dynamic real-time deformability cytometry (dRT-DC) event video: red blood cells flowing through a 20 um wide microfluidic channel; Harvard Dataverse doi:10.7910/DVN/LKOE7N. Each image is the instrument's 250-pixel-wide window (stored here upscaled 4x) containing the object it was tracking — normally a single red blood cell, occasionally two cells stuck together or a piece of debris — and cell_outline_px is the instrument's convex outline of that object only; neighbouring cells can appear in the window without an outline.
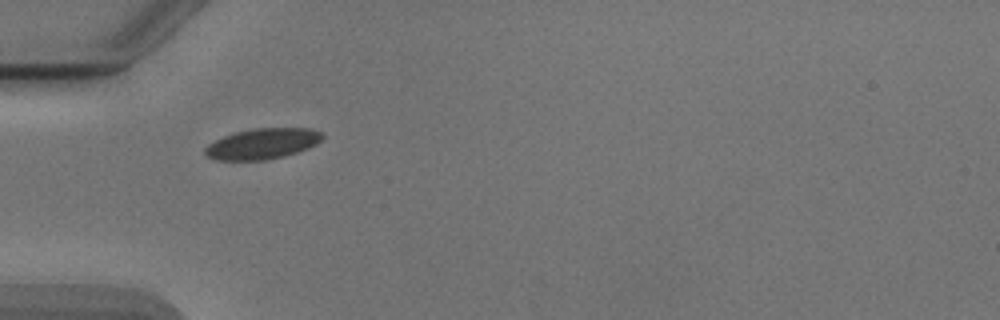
{"species": "Egyptian fruit bat (a non-hibernating species)", "species_latin": "Rousettus aegyptiacus", "temperature_condition": "cold", "stored_images_in_passage": 37, "camera_frame_rate_fps": 3000, "um_per_image_px": 0.085, "animal": {"sex": "male"}, "frame": {"image": 1, "passage_image": 1, "time_ms": 0.0, "image_size_px": [1000, 320], "cell_outline_px": [[324, 136], [316, 144], [308, 148], [284, 156], [264, 160], [216, 160], [208, 156], [204, 152], [204, 148], [208, 144], [224, 136], [236, 132], [256, 128], [312, 128], [320, 132]], "centroid_in_image_um": [22.31, 12.21], "position_along_channel_um": 62.7, "area_um2": 20.81}}
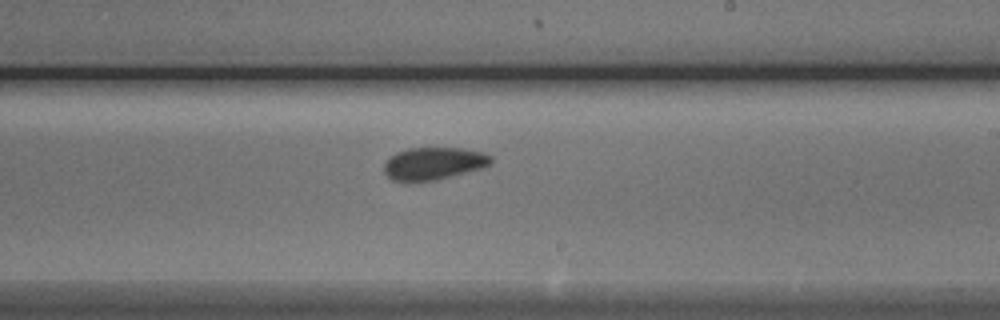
{"frame": {"image": 2, "passage_image": 16, "time_ms": 5.0, "image_size_px": [1000, 320], "cell_outline_px": [[492, 164], [484, 168], [436, 180], [392, 180], [384, 172], [384, 164], [396, 152], [408, 148], [460, 148], [484, 152], [492, 156]], "centroid_in_image_um": [36.92, 13.88], "position_along_channel_um": 252.1, "area_um2": 20.11}}
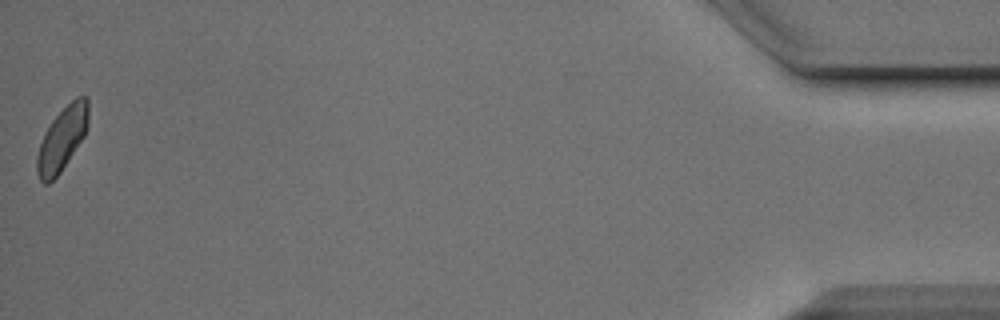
{"frame": {"image": 3, "passage_image": 37, "time_ms": 12.0, "image_size_px": [1000, 320], "cell_outline_px": [[88, 124], [84, 136], [60, 172], [48, 184], [44, 184], [40, 180], [36, 172], [36, 156], [44, 132], [52, 120], [76, 96], [88, 96]], "centroid_in_image_um": [5.26, 11.8], "position_along_channel_um": 429.9, "area_um2": 18.9}, "authors_computed_cell_mechanics": {"area_um2": 20.0566, "velocity_mm_per_s": 3.8656, "shape_relaxation_time_tau1_ms": 2.5133, "shape_relaxation_time_tau2_ms": 1.7614, "deformation_change_tau1": 0.0766, "deformation_change_tau2": 0.0534}}